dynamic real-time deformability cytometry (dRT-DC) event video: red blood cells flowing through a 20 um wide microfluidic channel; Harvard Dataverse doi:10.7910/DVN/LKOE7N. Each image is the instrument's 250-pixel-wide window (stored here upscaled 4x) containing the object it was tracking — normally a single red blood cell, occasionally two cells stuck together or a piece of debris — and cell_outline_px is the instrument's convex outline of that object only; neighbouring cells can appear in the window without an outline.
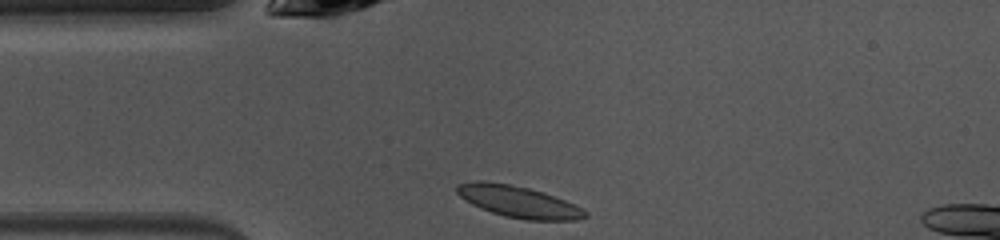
{"species": "common noctule bat (a hibernating species)", "species_latin": "Nyctalus noctula", "temperature_condition": "warm", "stored_images_in_passage": 39, "camera_frame_rate_fps": 3000, "um_per_image_px": 0.085, "animal": {"sex": "female", "body_mass_g": 10.0, "forearm_length_mm": 53.1}, "frame": {"image": 1, "passage_image": 1, "time_ms": 0.0, "image_size_px": [1000, 240], "cell_outline_px": [[588, 216], [576, 220], [524, 220], [504, 216], [480, 208], [472, 204], [460, 196], [456, 192], [456, 184], [476, 180], [480, 180], [508, 184], [528, 188], [544, 192], [564, 200], [588, 212]], "centroid_in_image_um": [44.04, 17.14], "position_along_channel_um": 41.0, "area_um2": 23.47}}
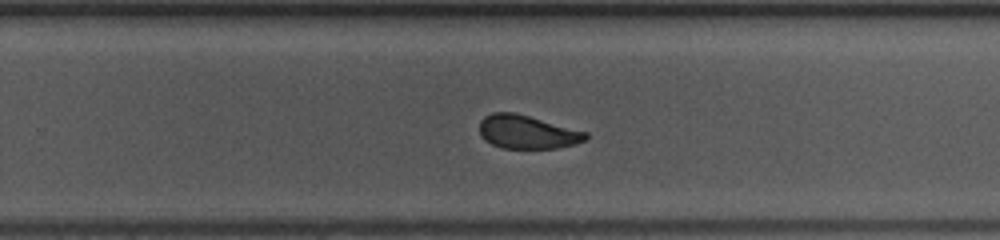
{"frame": {"image": 2, "passage_image": 20, "time_ms": 6.333, "image_size_px": [1000, 240], "cell_outline_px": [[588, 140], [576, 144], [556, 148], [500, 148], [484, 140], [480, 136], [480, 120], [484, 116], [492, 112], [516, 112], [588, 132]], "centroid_in_image_um": [44.82, 11.21], "position_along_channel_um": 285.0, "area_um2": 21.04}}
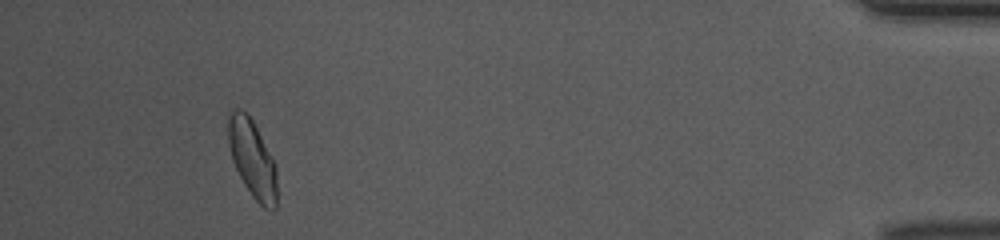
{"frame": {"image": 3, "passage_image": 35, "time_ms": 11.333, "image_size_px": [1000, 240], "cell_outline_px": [[276, 208], [264, 208], [252, 196], [244, 184], [232, 160], [228, 144], [228, 112], [232, 108], [240, 108], [252, 120], [276, 164]], "centroid_in_image_um": [21.43, 13.46], "position_along_channel_um": 413.8, "area_um2": 21.91}, "authors_computed_cell_mechanics": {"area_um2": 21.9062, "velocity_mm_per_s": 4.0511, "shape_relaxation_time_tau1_ms": 2.6548, "shape_relaxation_time_tau2_ms": 1.9222, "deformation_change_tau1": 0.1213, "deformation_change_tau2": 0.0387}}